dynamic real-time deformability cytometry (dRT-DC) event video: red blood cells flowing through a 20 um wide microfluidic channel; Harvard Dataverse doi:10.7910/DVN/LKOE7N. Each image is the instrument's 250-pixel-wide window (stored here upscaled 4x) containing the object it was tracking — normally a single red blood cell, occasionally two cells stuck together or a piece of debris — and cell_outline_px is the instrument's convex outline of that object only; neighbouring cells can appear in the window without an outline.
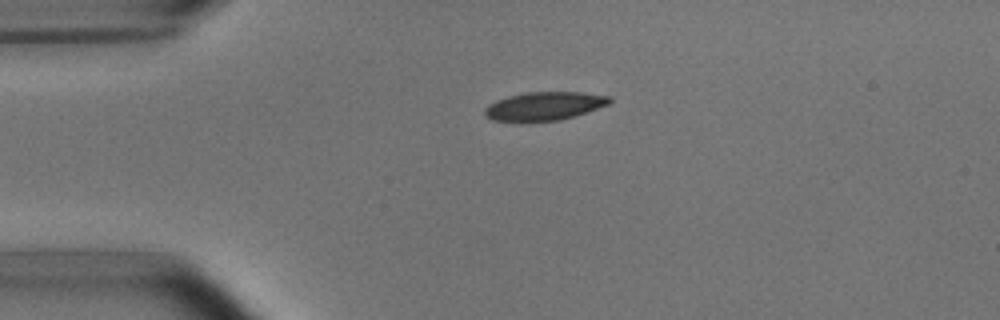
{"species": "common noctule bat (a hibernating species)", "species_latin": "Nyctalus noctula", "temperature_condition": "room temperature", "stored_images_in_passage": 36, "camera_frame_rate_fps": 3000, "um_per_image_px": 0.085, "animal": {"sex": "male", "body_mass_g": 15.6}, "frame": {"image": 1, "passage_image": 1, "time_ms": 0.0, "image_size_px": [1000, 320], "cell_outline_px": [[612, 100], [608, 104], [576, 116], [560, 120], [520, 124], [492, 120], [484, 116], [484, 108], [488, 104], [496, 100], [508, 96], [528, 92], [580, 92], [612, 96]], "centroid_in_image_um": [46.2, 9.06], "position_along_channel_um": 38.8, "area_um2": 21.44}}
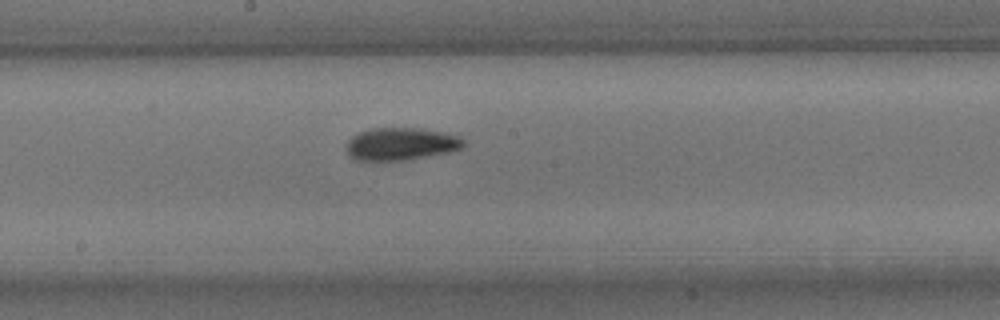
{"frame": {"image": 2, "passage_image": 17, "time_ms": 5.333, "image_size_px": [1000, 320], "cell_outline_px": [[464, 144], [460, 148], [448, 152], [404, 160], [356, 160], [344, 148], [348, 140], [352, 136], [368, 128], [420, 128], [444, 132], [460, 136], [464, 140]], "centroid_in_image_um": [34.06, 12.22], "position_along_channel_um": 214.1, "area_um2": 22.14}}
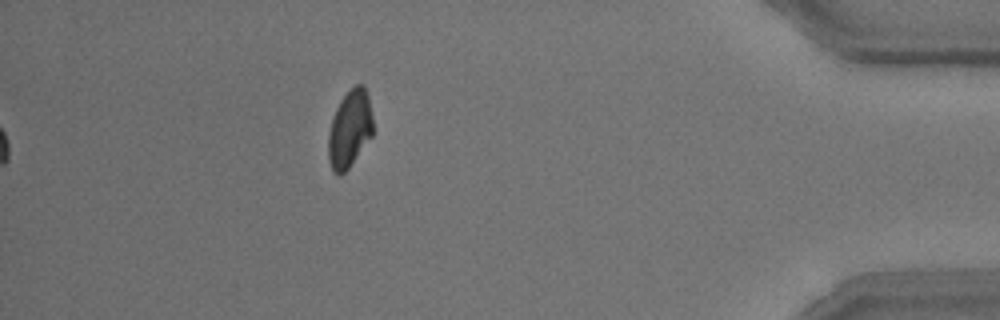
{"frame": {"image": 3, "passage_image": 36, "time_ms": 11.667, "image_size_px": [1000, 320], "cell_outline_px": [[372, 136], [348, 168], [340, 176], [332, 172], [328, 160], [328, 136], [332, 120], [336, 108], [340, 100], [356, 84], [364, 84], [368, 96], [372, 116]], "centroid_in_image_um": [29.71, 10.98], "position_along_channel_um": 405.5, "area_um2": 20.0}, "authors_computed_cell_mechanics": {"area_um2": 21.5594, "velocity_mm_per_s": 3.789, "shape_relaxation_time_tau1_ms": 4.3804, "shape_relaxation_time_tau2_ms": 4.9391, "deformation_change_tau1": 0.131, "deformation_change_tau2": 0.0963}}